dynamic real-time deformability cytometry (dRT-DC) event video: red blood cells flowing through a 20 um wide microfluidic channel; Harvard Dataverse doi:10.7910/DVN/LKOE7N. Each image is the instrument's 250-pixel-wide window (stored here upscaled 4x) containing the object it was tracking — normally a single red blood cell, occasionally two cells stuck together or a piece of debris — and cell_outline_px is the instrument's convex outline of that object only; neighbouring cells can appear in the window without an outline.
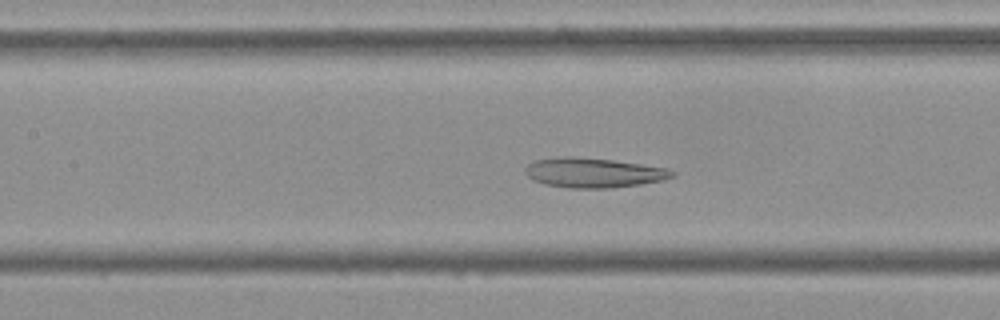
{"species": "Egyptian fruit bat (a non-hibernating species)", "species_latin": "Rousettus aegyptiacus", "temperature_condition": "cold", "stored_images_in_passage": 54, "camera_frame_rate_fps": 3000, "um_per_image_px": 0.085, "frame": {"image": 1, "passage_image": 24, "time_ms": 7.667, "image_size_px": [1000, 320], "cell_outline_px": [[676, 176], [664, 180], [640, 184], [608, 188], [568, 188], [544, 184], [532, 180], [524, 172], [524, 168], [528, 164], [536, 160], [560, 156], [572, 156], [612, 160], [668, 168], [676, 172]], "centroid_in_image_um": [50.44, 14.68], "position_along_channel_um": 157.0, "area_um2": 25.61}}
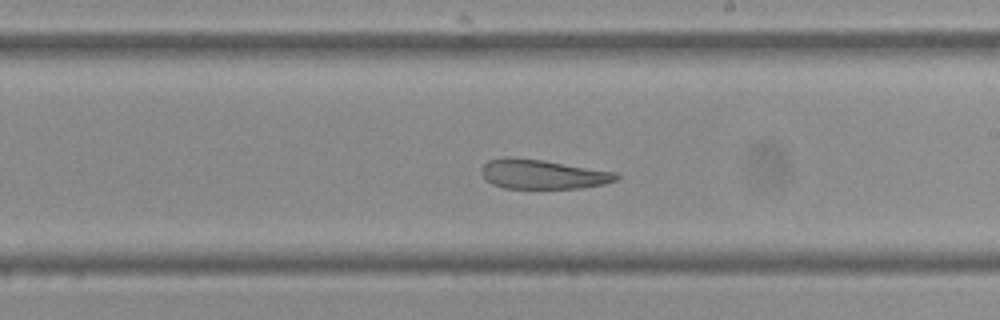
{"frame": {"image": 2, "passage_image": 31, "time_ms": 10.0, "image_size_px": [1000, 320], "cell_outline_px": [[620, 176], [616, 180], [604, 184], [584, 188], [504, 188], [492, 184], [480, 172], [480, 168], [488, 160], [504, 156], [512, 156], [544, 160], [616, 172]], "centroid_in_image_um": [46.11, 14.79], "position_along_channel_um": 242.9, "area_um2": 23.35}}
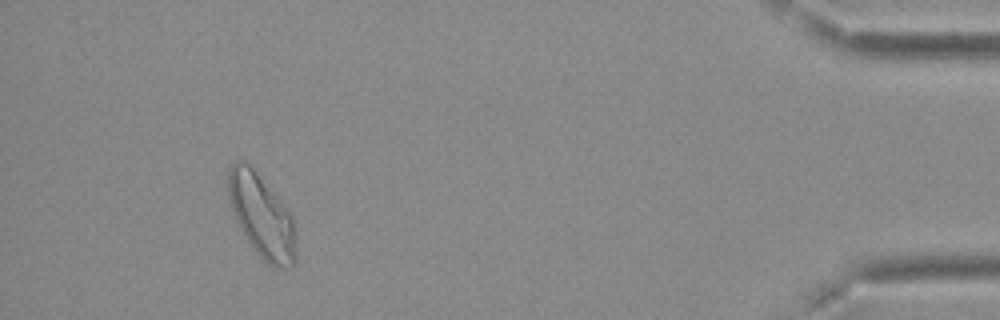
{"frame": {"image": 3, "passage_image": 50, "time_ms": 16.333, "image_size_px": [1000, 320], "cell_outline_px": [[296, 260], [292, 268], [280, 268], [268, 264], [252, 248], [244, 236], [236, 220], [228, 196], [228, 168], [236, 160], [240, 160], [248, 164], [252, 168], [292, 216], [296, 248]], "centroid_in_image_um": [22.23, 18.41], "position_along_channel_um": 413.0, "area_um2": 32.25}, "authors_computed_cell_mechanics": {"area_um2": 29.1601, "velocity_mm_per_s": 3.6936, "shape_relaxation_time_tau1_ms": null, "shape_relaxation_time_tau2_ms": 2.944, "deformation_change_tau1": null, "deformation_change_tau2": 0.1084}}